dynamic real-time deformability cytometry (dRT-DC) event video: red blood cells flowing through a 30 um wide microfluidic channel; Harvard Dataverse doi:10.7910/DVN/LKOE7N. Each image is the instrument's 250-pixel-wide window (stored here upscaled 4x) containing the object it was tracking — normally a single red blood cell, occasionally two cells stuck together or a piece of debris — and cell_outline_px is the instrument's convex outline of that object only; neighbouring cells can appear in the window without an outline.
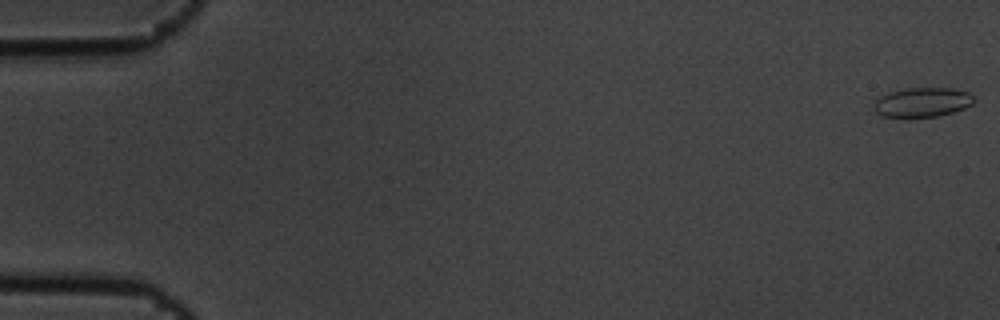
{"species": "common noctule bat (a hibernating species)", "species_latin": "Nyctalus noctula", "temperature_condition": "cold", "stored_images_in_passage": 5, "camera_frame_rate_fps": 3000, "um_per_image_px": 0.085, "animal": {"sex": "male", "body_mass_g": 19.5, "forearm_length_mm": 54.6}, "frame": {"image": 1, "passage_image": 1, "time_ms": 0.0, "image_size_px": [1000, 320], "cell_outline_px": [[976, 100], [972, 104], [964, 108], [952, 112], [936, 116], [904, 120], [884, 116], [876, 112], [872, 108], [872, 104], [880, 96], [888, 92], [908, 88], [952, 88], [968, 92]], "centroid_in_image_um": [78.34, 8.73], "position_along_channel_um": 6.7, "area_um2": 17.74}}
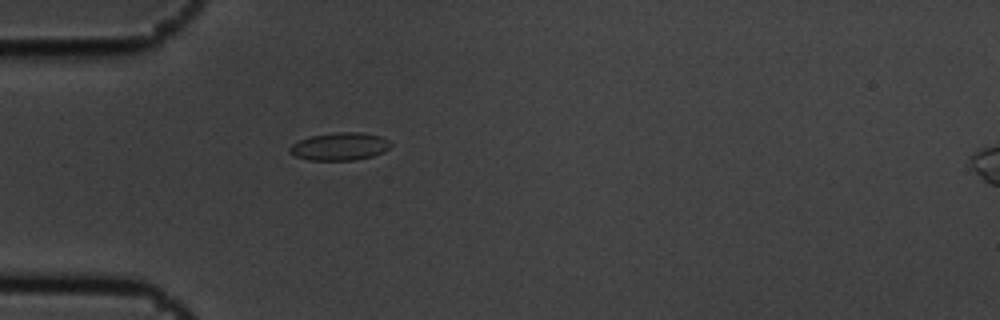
{"frame": {"image": 2, "passage_image": 5, "time_ms": 1.333, "image_size_px": [1000, 320], "cell_outline_px": [[392, 144], [384, 152], [372, 156], [356, 160], [308, 160], [296, 156], [288, 152], [288, 148], [292, 144], [300, 140], [312, 136], [336, 132], [360, 132], [380, 136], [388, 140]], "centroid_in_image_um": [28.87, 12.45], "position_along_channel_um": 56.1, "area_um2": 16.3}}